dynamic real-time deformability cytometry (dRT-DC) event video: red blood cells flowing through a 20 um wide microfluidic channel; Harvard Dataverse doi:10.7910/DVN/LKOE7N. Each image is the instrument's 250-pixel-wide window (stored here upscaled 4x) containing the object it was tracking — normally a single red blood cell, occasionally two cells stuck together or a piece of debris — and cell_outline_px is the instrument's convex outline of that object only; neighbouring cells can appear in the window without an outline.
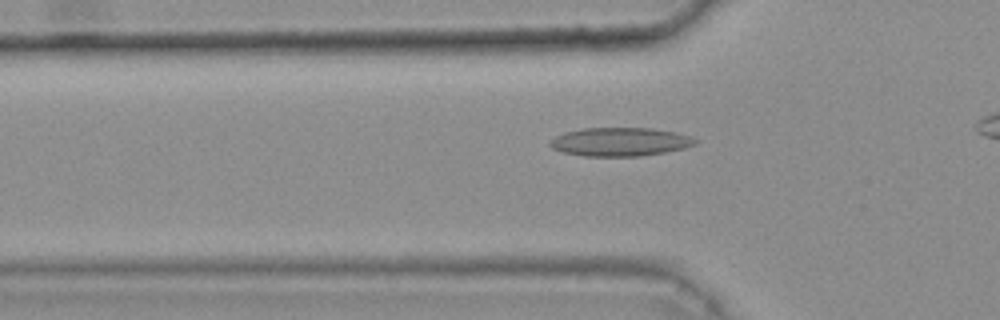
{"species": "common noctule bat (a hibernating species)", "species_latin": "Nyctalus noctula", "temperature_condition": "warm", "stored_images_in_passage": 37, "camera_frame_rate_fps": 3000, "um_per_image_px": 0.085, "animal": {"sex": "female", "body_mass_g": 25.1}, "frame": {"image": 1, "passage_image": 11, "time_ms": 3.333, "image_size_px": [1000, 320], "cell_outline_px": [[700, 140], [696, 144], [684, 148], [664, 152], [640, 156], [584, 156], [564, 152], [552, 148], [548, 144], [556, 136], [564, 132], [580, 128], [652, 128], [692, 136]], "centroid_in_image_um": [52.72, 12.05], "position_along_channel_um": 73.1, "area_um2": 24.16}}
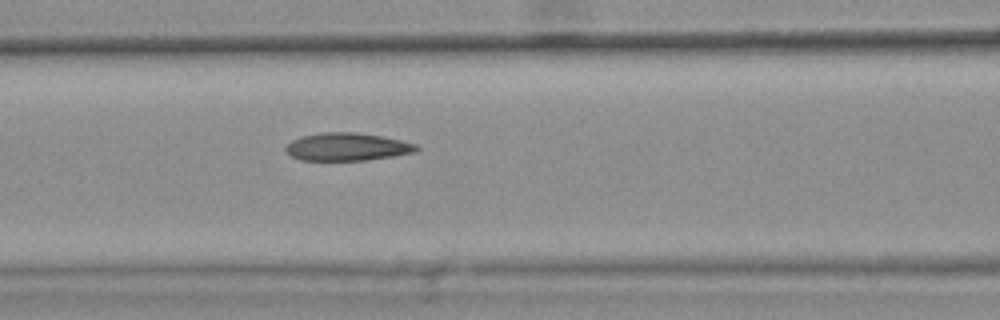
{"frame": {"image": 2, "passage_image": 16, "time_ms": 5.0, "image_size_px": [1000, 320], "cell_outline_px": [[420, 148], [416, 152], [392, 156], [364, 160], [300, 160], [284, 152], [284, 148], [292, 140], [300, 136], [324, 132], [356, 132], [380, 136], [400, 140], [416, 144]], "centroid_in_image_um": [29.47, 12.48], "position_along_channel_um": 137.1, "area_um2": 21.15}}